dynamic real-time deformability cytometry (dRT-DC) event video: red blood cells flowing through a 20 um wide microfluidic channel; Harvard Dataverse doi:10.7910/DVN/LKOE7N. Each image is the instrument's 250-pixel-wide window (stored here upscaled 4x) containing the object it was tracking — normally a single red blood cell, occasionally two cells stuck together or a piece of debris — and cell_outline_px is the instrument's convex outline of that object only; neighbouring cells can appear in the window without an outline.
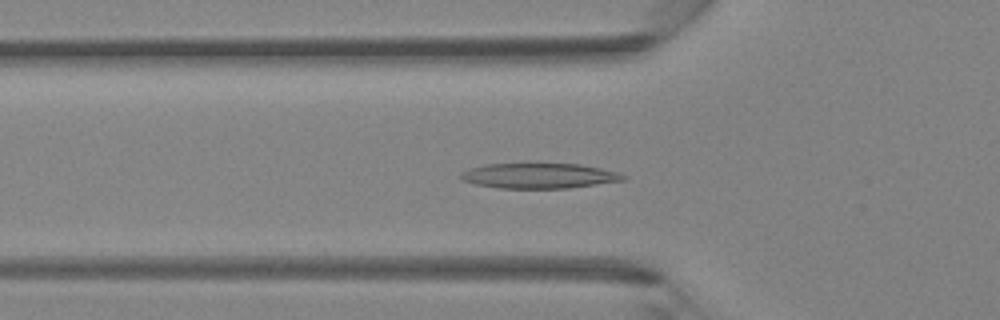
{"species": "Egyptian fruit bat (a non-hibernating species)", "species_latin": "Rousettus aegyptiacus", "temperature_condition": "room temperature", "stored_images_in_passage": 43, "camera_frame_rate_fps": 3000, "um_per_image_px": 0.085, "animal": {"sex": "female"}, "frame": {"image": 1, "passage_image": 14, "time_ms": 4.333, "image_size_px": [1000, 320], "cell_outline_px": [[628, 176], [624, 180], [568, 188], [500, 188], [476, 184], [460, 180], [460, 172], [468, 168], [488, 164], [580, 164], [620, 172]], "centroid_in_image_um": [45.81, 14.94], "position_along_channel_um": 80.0, "area_um2": 23.81}}
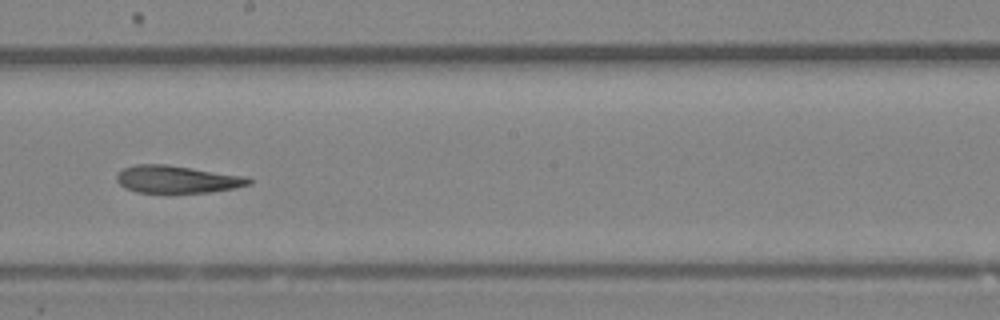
{"frame": {"image": 2, "passage_image": 24, "time_ms": 7.667, "image_size_px": [1000, 320], "cell_outline_px": [[252, 184], [236, 188], [208, 192], [168, 196], [136, 192], [124, 188], [116, 180], [116, 176], [124, 168], [136, 164], [164, 164], [248, 176], [252, 180]], "centroid_in_image_um": [15.06, 15.29], "position_along_channel_um": 233.1, "area_um2": 22.14}}
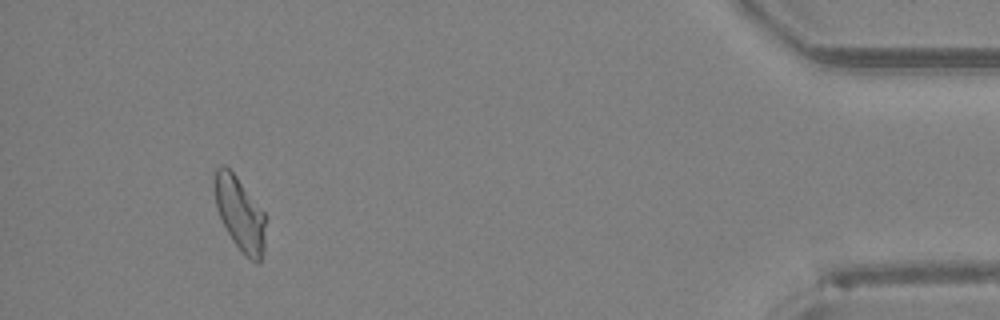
{"frame": {"image": 3, "passage_image": 40, "time_ms": 13.0, "image_size_px": [1000, 320], "cell_outline_px": [[268, 216], [264, 248], [260, 264], [256, 264], [232, 240], [216, 208], [216, 168], [220, 164], [224, 164], [236, 176]], "centroid_in_image_um": [20.46, 18.19], "position_along_channel_um": 414.7, "area_um2": 21.73}}